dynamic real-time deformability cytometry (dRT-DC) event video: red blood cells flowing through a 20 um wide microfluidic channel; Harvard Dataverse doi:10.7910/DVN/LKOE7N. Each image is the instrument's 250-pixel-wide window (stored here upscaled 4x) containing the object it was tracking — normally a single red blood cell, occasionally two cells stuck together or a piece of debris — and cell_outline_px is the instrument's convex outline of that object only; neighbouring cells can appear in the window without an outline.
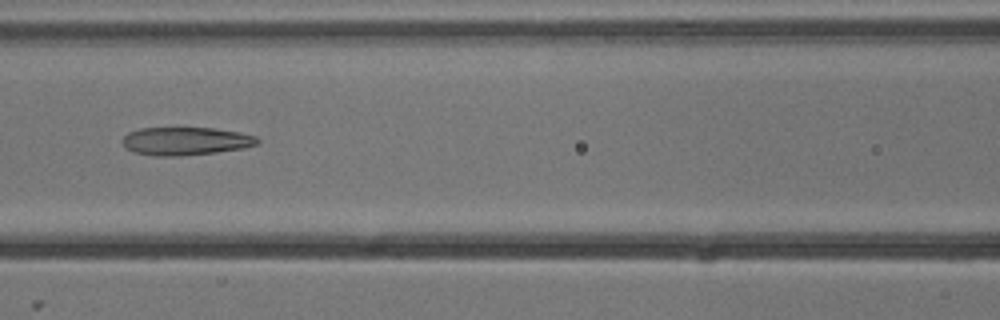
{"species": "common noctule bat (a hibernating species)", "species_latin": "Nyctalus noctula", "temperature_condition": "cold", "stored_images_in_passage": 6, "camera_frame_rate_fps": 3000, "um_per_image_px": 0.085, "animal": {"sex": "male", "body_mass_g": 13.3}, "frame": {"image": 1, "passage_image": 6, "time_ms": 1.667, "image_size_px": [1000, 320], "cell_outline_px": [[260, 144], [244, 148], [216, 152], [180, 156], [152, 156], [132, 152], [124, 148], [124, 136], [128, 132], [140, 128], [216, 128], [240, 132], [256, 136], [260, 140]], "centroid_in_image_um": [15.8, 12.0], "position_along_channel_um": 150.8, "area_um2": 22.31}}